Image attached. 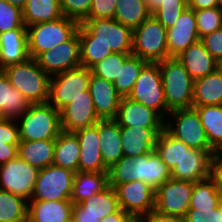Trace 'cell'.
Masks as SVG:
<instances>
[{
	"label": "cell",
	"instance_id": "cell-1",
	"mask_svg": "<svg viewBox=\"0 0 222 222\" xmlns=\"http://www.w3.org/2000/svg\"><path fill=\"white\" fill-rule=\"evenodd\" d=\"M107 173L108 185L113 188L130 181H142L156 190L172 178L171 169L166 166L155 150L134 158L123 156L108 169Z\"/></svg>",
	"mask_w": 222,
	"mask_h": 222
},
{
	"label": "cell",
	"instance_id": "cell-13",
	"mask_svg": "<svg viewBox=\"0 0 222 222\" xmlns=\"http://www.w3.org/2000/svg\"><path fill=\"white\" fill-rule=\"evenodd\" d=\"M38 171L17 156L0 165V189L28 200L32 196Z\"/></svg>",
	"mask_w": 222,
	"mask_h": 222
},
{
	"label": "cell",
	"instance_id": "cell-41",
	"mask_svg": "<svg viewBox=\"0 0 222 222\" xmlns=\"http://www.w3.org/2000/svg\"><path fill=\"white\" fill-rule=\"evenodd\" d=\"M199 38L222 27V10L217 6L194 10Z\"/></svg>",
	"mask_w": 222,
	"mask_h": 222
},
{
	"label": "cell",
	"instance_id": "cell-19",
	"mask_svg": "<svg viewBox=\"0 0 222 222\" xmlns=\"http://www.w3.org/2000/svg\"><path fill=\"white\" fill-rule=\"evenodd\" d=\"M89 91L100 120H115L121 101L113 82L91 73Z\"/></svg>",
	"mask_w": 222,
	"mask_h": 222
},
{
	"label": "cell",
	"instance_id": "cell-11",
	"mask_svg": "<svg viewBox=\"0 0 222 222\" xmlns=\"http://www.w3.org/2000/svg\"><path fill=\"white\" fill-rule=\"evenodd\" d=\"M175 118V126L165 123V130L189 148L213 150L207 140L204 127L197 110L192 108L176 109L170 112ZM175 127V128H174Z\"/></svg>",
	"mask_w": 222,
	"mask_h": 222
},
{
	"label": "cell",
	"instance_id": "cell-38",
	"mask_svg": "<svg viewBox=\"0 0 222 222\" xmlns=\"http://www.w3.org/2000/svg\"><path fill=\"white\" fill-rule=\"evenodd\" d=\"M27 202L19 195L0 189V222L27 219Z\"/></svg>",
	"mask_w": 222,
	"mask_h": 222
},
{
	"label": "cell",
	"instance_id": "cell-36",
	"mask_svg": "<svg viewBox=\"0 0 222 222\" xmlns=\"http://www.w3.org/2000/svg\"><path fill=\"white\" fill-rule=\"evenodd\" d=\"M222 195L213 176L194 182L189 209H214L220 206Z\"/></svg>",
	"mask_w": 222,
	"mask_h": 222
},
{
	"label": "cell",
	"instance_id": "cell-23",
	"mask_svg": "<svg viewBox=\"0 0 222 222\" xmlns=\"http://www.w3.org/2000/svg\"><path fill=\"white\" fill-rule=\"evenodd\" d=\"M175 58L184 66L193 81L205 77L220 67L200 40Z\"/></svg>",
	"mask_w": 222,
	"mask_h": 222
},
{
	"label": "cell",
	"instance_id": "cell-5",
	"mask_svg": "<svg viewBox=\"0 0 222 222\" xmlns=\"http://www.w3.org/2000/svg\"><path fill=\"white\" fill-rule=\"evenodd\" d=\"M80 23L62 16L51 22H42L27 27L28 54L36 59L41 53L52 50L69 40L77 31Z\"/></svg>",
	"mask_w": 222,
	"mask_h": 222
},
{
	"label": "cell",
	"instance_id": "cell-22",
	"mask_svg": "<svg viewBox=\"0 0 222 222\" xmlns=\"http://www.w3.org/2000/svg\"><path fill=\"white\" fill-rule=\"evenodd\" d=\"M164 128L120 127L123 156L138 157L155 149L156 138Z\"/></svg>",
	"mask_w": 222,
	"mask_h": 222
},
{
	"label": "cell",
	"instance_id": "cell-57",
	"mask_svg": "<svg viewBox=\"0 0 222 222\" xmlns=\"http://www.w3.org/2000/svg\"><path fill=\"white\" fill-rule=\"evenodd\" d=\"M10 4L19 7L21 10L25 7L27 0H6Z\"/></svg>",
	"mask_w": 222,
	"mask_h": 222
},
{
	"label": "cell",
	"instance_id": "cell-34",
	"mask_svg": "<svg viewBox=\"0 0 222 222\" xmlns=\"http://www.w3.org/2000/svg\"><path fill=\"white\" fill-rule=\"evenodd\" d=\"M193 107L200 116L210 147L218 151L222 147V105Z\"/></svg>",
	"mask_w": 222,
	"mask_h": 222
},
{
	"label": "cell",
	"instance_id": "cell-32",
	"mask_svg": "<svg viewBox=\"0 0 222 222\" xmlns=\"http://www.w3.org/2000/svg\"><path fill=\"white\" fill-rule=\"evenodd\" d=\"M80 158L79 140L74 133L61 132L55 139L52 164L78 172Z\"/></svg>",
	"mask_w": 222,
	"mask_h": 222
},
{
	"label": "cell",
	"instance_id": "cell-58",
	"mask_svg": "<svg viewBox=\"0 0 222 222\" xmlns=\"http://www.w3.org/2000/svg\"><path fill=\"white\" fill-rule=\"evenodd\" d=\"M215 157L222 163V147L216 151Z\"/></svg>",
	"mask_w": 222,
	"mask_h": 222
},
{
	"label": "cell",
	"instance_id": "cell-31",
	"mask_svg": "<svg viewBox=\"0 0 222 222\" xmlns=\"http://www.w3.org/2000/svg\"><path fill=\"white\" fill-rule=\"evenodd\" d=\"M108 186L107 172H77L73 179L71 202L75 205Z\"/></svg>",
	"mask_w": 222,
	"mask_h": 222
},
{
	"label": "cell",
	"instance_id": "cell-4",
	"mask_svg": "<svg viewBox=\"0 0 222 222\" xmlns=\"http://www.w3.org/2000/svg\"><path fill=\"white\" fill-rule=\"evenodd\" d=\"M158 63L167 108L170 111L192 108L194 81L184 66L175 57Z\"/></svg>",
	"mask_w": 222,
	"mask_h": 222
},
{
	"label": "cell",
	"instance_id": "cell-37",
	"mask_svg": "<svg viewBox=\"0 0 222 222\" xmlns=\"http://www.w3.org/2000/svg\"><path fill=\"white\" fill-rule=\"evenodd\" d=\"M145 60L130 54L123 65H120V72L116 80L113 82L118 94L124 98L128 97L136 80L138 79L142 68L147 64Z\"/></svg>",
	"mask_w": 222,
	"mask_h": 222
},
{
	"label": "cell",
	"instance_id": "cell-35",
	"mask_svg": "<svg viewBox=\"0 0 222 222\" xmlns=\"http://www.w3.org/2000/svg\"><path fill=\"white\" fill-rule=\"evenodd\" d=\"M151 15L144 0H117L113 19L133 30Z\"/></svg>",
	"mask_w": 222,
	"mask_h": 222
},
{
	"label": "cell",
	"instance_id": "cell-40",
	"mask_svg": "<svg viewBox=\"0 0 222 222\" xmlns=\"http://www.w3.org/2000/svg\"><path fill=\"white\" fill-rule=\"evenodd\" d=\"M130 54L111 53L102 61L97 62L90 68L92 74L114 82L119 75L120 65Z\"/></svg>",
	"mask_w": 222,
	"mask_h": 222
},
{
	"label": "cell",
	"instance_id": "cell-8",
	"mask_svg": "<svg viewBox=\"0 0 222 222\" xmlns=\"http://www.w3.org/2000/svg\"><path fill=\"white\" fill-rule=\"evenodd\" d=\"M127 98L155 111L162 119L165 111L171 112L166 105L159 63L148 62L142 68Z\"/></svg>",
	"mask_w": 222,
	"mask_h": 222
},
{
	"label": "cell",
	"instance_id": "cell-7",
	"mask_svg": "<svg viewBox=\"0 0 222 222\" xmlns=\"http://www.w3.org/2000/svg\"><path fill=\"white\" fill-rule=\"evenodd\" d=\"M132 54L149 63L167 59V29L154 15L133 29Z\"/></svg>",
	"mask_w": 222,
	"mask_h": 222
},
{
	"label": "cell",
	"instance_id": "cell-60",
	"mask_svg": "<svg viewBox=\"0 0 222 222\" xmlns=\"http://www.w3.org/2000/svg\"><path fill=\"white\" fill-rule=\"evenodd\" d=\"M220 211H221V222H222V201H221V204H220Z\"/></svg>",
	"mask_w": 222,
	"mask_h": 222
},
{
	"label": "cell",
	"instance_id": "cell-3",
	"mask_svg": "<svg viewBox=\"0 0 222 222\" xmlns=\"http://www.w3.org/2000/svg\"><path fill=\"white\" fill-rule=\"evenodd\" d=\"M12 87H15L30 104L45 103L49 99L50 80L34 58L3 69Z\"/></svg>",
	"mask_w": 222,
	"mask_h": 222
},
{
	"label": "cell",
	"instance_id": "cell-49",
	"mask_svg": "<svg viewBox=\"0 0 222 222\" xmlns=\"http://www.w3.org/2000/svg\"><path fill=\"white\" fill-rule=\"evenodd\" d=\"M15 120L0 118V143L19 144V125H15Z\"/></svg>",
	"mask_w": 222,
	"mask_h": 222
},
{
	"label": "cell",
	"instance_id": "cell-29",
	"mask_svg": "<svg viewBox=\"0 0 222 222\" xmlns=\"http://www.w3.org/2000/svg\"><path fill=\"white\" fill-rule=\"evenodd\" d=\"M222 105V68L194 81L193 106Z\"/></svg>",
	"mask_w": 222,
	"mask_h": 222
},
{
	"label": "cell",
	"instance_id": "cell-56",
	"mask_svg": "<svg viewBox=\"0 0 222 222\" xmlns=\"http://www.w3.org/2000/svg\"><path fill=\"white\" fill-rule=\"evenodd\" d=\"M150 11L153 13L162 2L166 0H144Z\"/></svg>",
	"mask_w": 222,
	"mask_h": 222
},
{
	"label": "cell",
	"instance_id": "cell-17",
	"mask_svg": "<svg viewBox=\"0 0 222 222\" xmlns=\"http://www.w3.org/2000/svg\"><path fill=\"white\" fill-rule=\"evenodd\" d=\"M61 129L63 132L74 133L77 130L91 127L100 119L96 114L89 89L71 101L60 111Z\"/></svg>",
	"mask_w": 222,
	"mask_h": 222
},
{
	"label": "cell",
	"instance_id": "cell-12",
	"mask_svg": "<svg viewBox=\"0 0 222 222\" xmlns=\"http://www.w3.org/2000/svg\"><path fill=\"white\" fill-rule=\"evenodd\" d=\"M194 182L168 179L155 190L154 209L160 213L185 217L189 209Z\"/></svg>",
	"mask_w": 222,
	"mask_h": 222
},
{
	"label": "cell",
	"instance_id": "cell-61",
	"mask_svg": "<svg viewBox=\"0 0 222 222\" xmlns=\"http://www.w3.org/2000/svg\"><path fill=\"white\" fill-rule=\"evenodd\" d=\"M5 222H23V221H5Z\"/></svg>",
	"mask_w": 222,
	"mask_h": 222
},
{
	"label": "cell",
	"instance_id": "cell-59",
	"mask_svg": "<svg viewBox=\"0 0 222 222\" xmlns=\"http://www.w3.org/2000/svg\"><path fill=\"white\" fill-rule=\"evenodd\" d=\"M218 7L222 10V0H218Z\"/></svg>",
	"mask_w": 222,
	"mask_h": 222
},
{
	"label": "cell",
	"instance_id": "cell-25",
	"mask_svg": "<svg viewBox=\"0 0 222 222\" xmlns=\"http://www.w3.org/2000/svg\"><path fill=\"white\" fill-rule=\"evenodd\" d=\"M27 219L31 222H72L71 200H30Z\"/></svg>",
	"mask_w": 222,
	"mask_h": 222
},
{
	"label": "cell",
	"instance_id": "cell-46",
	"mask_svg": "<svg viewBox=\"0 0 222 222\" xmlns=\"http://www.w3.org/2000/svg\"><path fill=\"white\" fill-rule=\"evenodd\" d=\"M116 1L117 0H92L89 13L83 20H88L89 18H114Z\"/></svg>",
	"mask_w": 222,
	"mask_h": 222
},
{
	"label": "cell",
	"instance_id": "cell-52",
	"mask_svg": "<svg viewBox=\"0 0 222 222\" xmlns=\"http://www.w3.org/2000/svg\"><path fill=\"white\" fill-rule=\"evenodd\" d=\"M101 222H137V219L130 213L119 208L115 213L104 217Z\"/></svg>",
	"mask_w": 222,
	"mask_h": 222
},
{
	"label": "cell",
	"instance_id": "cell-50",
	"mask_svg": "<svg viewBox=\"0 0 222 222\" xmlns=\"http://www.w3.org/2000/svg\"><path fill=\"white\" fill-rule=\"evenodd\" d=\"M137 222H185L183 217L163 214L153 209L142 215Z\"/></svg>",
	"mask_w": 222,
	"mask_h": 222
},
{
	"label": "cell",
	"instance_id": "cell-9",
	"mask_svg": "<svg viewBox=\"0 0 222 222\" xmlns=\"http://www.w3.org/2000/svg\"><path fill=\"white\" fill-rule=\"evenodd\" d=\"M55 77V79L53 78ZM51 76L48 102L61 111L74 98L88 90L91 71L79 66L63 73Z\"/></svg>",
	"mask_w": 222,
	"mask_h": 222
},
{
	"label": "cell",
	"instance_id": "cell-6",
	"mask_svg": "<svg viewBox=\"0 0 222 222\" xmlns=\"http://www.w3.org/2000/svg\"><path fill=\"white\" fill-rule=\"evenodd\" d=\"M21 118L20 141L56 139L62 132L60 111L49 102L30 104Z\"/></svg>",
	"mask_w": 222,
	"mask_h": 222
},
{
	"label": "cell",
	"instance_id": "cell-30",
	"mask_svg": "<svg viewBox=\"0 0 222 222\" xmlns=\"http://www.w3.org/2000/svg\"><path fill=\"white\" fill-rule=\"evenodd\" d=\"M55 139L20 141L18 157L38 170L53 162Z\"/></svg>",
	"mask_w": 222,
	"mask_h": 222
},
{
	"label": "cell",
	"instance_id": "cell-24",
	"mask_svg": "<svg viewBox=\"0 0 222 222\" xmlns=\"http://www.w3.org/2000/svg\"><path fill=\"white\" fill-rule=\"evenodd\" d=\"M28 58L27 28L0 33V70Z\"/></svg>",
	"mask_w": 222,
	"mask_h": 222
},
{
	"label": "cell",
	"instance_id": "cell-27",
	"mask_svg": "<svg viewBox=\"0 0 222 222\" xmlns=\"http://www.w3.org/2000/svg\"><path fill=\"white\" fill-rule=\"evenodd\" d=\"M119 208L115 189L108 185L102 191L75 204L72 214L92 215L100 217L102 220L109 214L115 213Z\"/></svg>",
	"mask_w": 222,
	"mask_h": 222
},
{
	"label": "cell",
	"instance_id": "cell-44",
	"mask_svg": "<svg viewBox=\"0 0 222 222\" xmlns=\"http://www.w3.org/2000/svg\"><path fill=\"white\" fill-rule=\"evenodd\" d=\"M113 53L101 44H80L81 66L91 68L97 62L102 61L108 55Z\"/></svg>",
	"mask_w": 222,
	"mask_h": 222
},
{
	"label": "cell",
	"instance_id": "cell-47",
	"mask_svg": "<svg viewBox=\"0 0 222 222\" xmlns=\"http://www.w3.org/2000/svg\"><path fill=\"white\" fill-rule=\"evenodd\" d=\"M200 41L219 63H222V27L200 38Z\"/></svg>",
	"mask_w": 222,
	"mask_h": 222
},
{
	"label": "cell",
	"instance_id": "cell-26",
	"mask_svg": "<svg viewBox=\"0 0 222 222\" xmlns=\"http://www.w3.org/2000/svg\"><path fill=\"white\" fill-rule=\"evenodd\" d=\"M98 134L102 160L109 169L123 157L120 126L115 120H100Z\"/></svg>",
	"mask_w": 222,
	"mask_h": 222
},
{
	"label": "cell",
	"instance_id": "cell-33",
	"mask_svg": "<svg viewBox=\"0 0 222 222\" xmlns=\"http://www.w3.org/2000/svg\"><path fill=\"white\" fill-rule=\"evenodd\" d=\"M62 16L59 0H27L22 9V19L26 27L51 22Z\"/></svg>",
	"mask_w": 222,
	"mask_h": 222
},
{
	"label": "cell",
	"instance_id": "cell-2",
	"mask_svg": "<svg viewBox=\"0 0 222 222\" xmlns=\"http://www.w3.org/2000/svg\"><path fill=\"white\" fill-rule=\"evenodd\" d=\"M78 33L80 44H101L113 53L132 54L133 30L113 18L82 20Z\"/></svg>",
	"mask_w": 222,
	"mask_h": 222
},
{
	"label": "cell",
	"instance_id": "cell-15",
	"mask_svg": "<svg viewBox=\"0 0 222 222\" xmlns=\"http://www.w3.org/2000/svg\"><path fill=\"white\" fill-rule=\"evenodd\" d=\"M35 60L49 77L81 66L78 31L54 49L41 53Z\"/></svg>",
	"mask_w": 222,
	"mask_h": 222
},
{
	"label": "cell",
	"instance_id": "cell-54",
	"mask_svg": "<svg viewBox=\"0 0 222 222\" xmlns=\"http://www.w3.org/2000/svg\"><path fill=\"white\" fill-rule=\"evenodd\" d=\"M212 176L216 179L220 193L222 195V163L214 157Z\"/></svg>",
	"mask_w": 222,
	"mask_h": 222
},
{
	"label": "cell",
	"instance_id": "cell-48",
	"mask_svg": "<svg viewBox=\"0 0 222 222\" xmlns=\"http://www.w3.org/2000/svg\"><path fill=\"white\" fill-rule=\"evenodd\" d=\"M185 222H221L220 206L214 209H188Z\"/></svg>",
	"mask_w": 222,
	"mask_h": 222
},
{
	"label": "cell",
	"instance_id": "cell-18",
	"mask_svg": "<svg viewBox=\"0 0 222 222\" xmlns=\"http://www.w3.org/2000/svg\"><path fill=\"white\" fill-rule=\"evenodd\" d=\"M199 40L195 12L187 7L174 25L167 29V58L178 56Z\"/></svg>",
	"mask_w": 222,
	"mask_h": 222
},
{
	"label": "cell",
	"instance_id": "cell-10",
	"mask_svg": "<svg viewBox=\"0 0 222 222\" xmlns=\"http://www.w3.org/2000/svg\"><path fill=\"white\" fill-rule=\"evenodd\" d=\"M75 173L54 164L40 169L31 200H70Z\"/></svg>",
	"mask_w": 222,
	"mask_h": 222
},
{
	"label": "cell",
	"instance_id": "cell-53",
	"mask_svg": "<svg viewBox=\"0 0 222 222\" xmlns=\"http://www.w3.org/2000/svg\"><path fill=\"white\" fill-rule=\"evenodd\" d=\"M188 8L202 10L218 6V0H187Z\"/></svg>",
	"mask_w": 222,
	"mask_h": 222
},
{
	"label": "cell",
	"instance_id": "cell-43",
	"mask_svg": "<svg viewBox=\"0 0 222 222\" xmlns=\"http://www.w3.org/2000/svg\"><path fill=\"white\" fill-rule=\"evenodd\" d=\"M18 28H27L22 19V10L6 0H0V33Z\"/></svg>",
	"mask_w": 222,
	"mask_h": 222
},
{
	"label": "cell",
	"instance_id": "cell-14",
	"mask_svg": "<svg viewBox=\"0 0 222 222\" xmlns=\"http://www.w3.org/2000/svg\"><path fill=\"white\" fill-rule=\"evenodd\" d=\"M214 150L189 148L183 143V156L171 170L172 178L190 182L203 181L212 176Z\"/></svg>",
	"mask_w": 222,
	"mask_h": 222
},
{
	"label": "cell",
	"instance_id": "cell-16",
	"mask_svg": "<svg viewBox=\"0 0 222 222\" xmlns=\"http://www.w3.org/2000/svg\"><path fill=\"white\" fill-rule=\"evenodd\" d=\"M119 207L137 220L154 209L155 190L142 181L122 183L115 188Z\"/></svg>",
	"mask_w": 222,
	"mask_h": 222
},
{
	"label": "cell",
	"instance_id": "cell-21",
	"mask_svg": "<svg viewBox=\"0 0 222 222\" xmlns=\"http://www.w3.org/2000/svg\"><path fill=\"white\" fill-rule=\"evenodd\" d=\"M115 121L120 127L165 128L164 119L155 111L127 97L121 98Z\"/></svg>",
	"mask_w": 222,
	"mask_h": 222
},
{
	"label": "cell",
	"instance_id": "cell-39",
	"mask_svg": "<svg viewBox=\"0 0 222 222\" xmlns=\"http://www.w3.org/2000/svg\"><path fill=\"white\" fill-rule=\"evenodd\" d=\"M169 169L183 156V142L171 136L165 129L157 136L154 149Z\"/></svg>",
	"mask_w": 222,
	"mask_h": 222
},
{
	"label": "cell",
	"instance_id": "cell-55",
	"mask_svg": "<svg viewBox=\"0 0 222 222\" xmlns=\"http://www.w3.org/2000/svg\"><path fill=\"white\" fill-rule=\"evenodd\" d=\"M72 222H101V220L97 216L72 214Z\"/></svg>",
	"mask_w": 222,
	"mask_h": 222
},
{
	"label": "cell",
	"instance_id": "cell-62",
	"mask_svg": "<svg viewBox=\"0 0 222 222\" xmlns=\"http://www.w3.org/2000/svg\"><path fill=\"white\" fill-rule=\"evenodd\" d=\"M23 222H31L29 219H25Z\"/></svg>",
	"mask_w": 222,
	"mask_h": 222
},
{
	"label": "cell",
	"instance_id": "cell-51",
	"mask_svg": "<svg viewBox=\"0 0 222 222\" xmlns=\"http://www.w3.org/2000/svg\"><path fill=\"white\" fill-rule=\"evenodd\" d=\"M18 156V144L0 143V165Z\"/></svg>",
	"mask_w": 222,
	"mask_h": 222
},
{
	"label": "cell",
	"instance_id": "cell-42",
	"mask_svg": "<svg viewBox=\"0 0 222 222\" xmlns=\"http://www.w3.org/2000/svg\"><path fill=\"white\" fill-rule=\"evenodd\" d=\"M187 7V0H166L159 5L152 15L168 29L174 25Z\"/></svg>",
	"mask_w": 222,
	"mask_h": 222
},
{
	"label": "cell",
	"instance_id": "cell-20",
	"mask_svg": "<svg viewBox=\"0 0 222 222\" xmlns=\"http://www.w3.org/2000/svg\"><path fill=\"white\" fill-rule=\"evenodd\" d=\"M79 140L80 158L79 172H108L104 165L100 152V137L98 134V122L87 128L74 132Z\"/></svg>",
	"mask_w": 222,
	"mask_h": 222
},
{
	"label": "cell",
	"instance_id": "cell-28",
	"mask_svg": "<svg viewBox=\"0 0 222 222\" xmlns=\"http://www.w3.org/2000/svg\"><path fill=\"white\" fill-rule=\"evenodd\" d=\"M30 103L15 87L7 75L0 70V118L16 120L29 109Z\"/></svg>",
	"mask_w": 222,
	"mask_h": 222
},
{
	"label": "cell",
	"instance_id": "cell-45",
	"mask_svg": "<svg viewBox=\"0 0 222 222\" xmlns=\"http://www.w3.org/2000/svg\"><path fill=\"white\" fill-rule=\"evenodd\" d=\"M63 16L79 23L88 15L92 0H59Z\"/></svg>",
	"mask_w": 222,
	"mask_h": 222
}]
</instances>
